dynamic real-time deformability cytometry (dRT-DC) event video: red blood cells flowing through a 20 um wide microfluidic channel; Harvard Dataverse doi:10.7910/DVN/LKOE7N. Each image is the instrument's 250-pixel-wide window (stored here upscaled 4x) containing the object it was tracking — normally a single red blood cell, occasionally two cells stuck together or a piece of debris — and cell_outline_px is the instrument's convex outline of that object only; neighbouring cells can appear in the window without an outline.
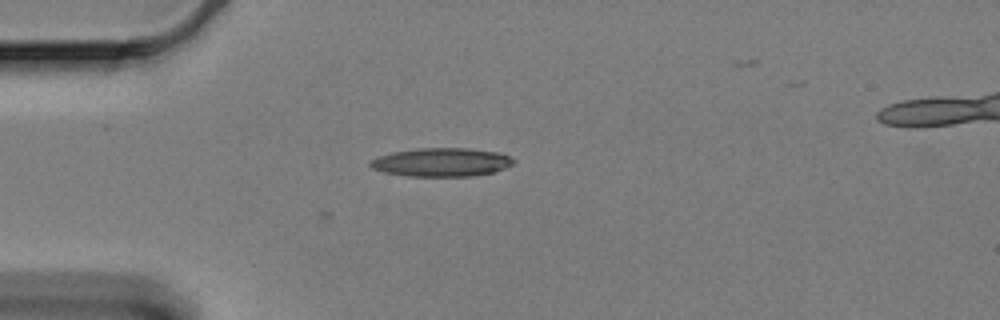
{"species": "Egyptian fruit bat (a non-hibernating species)", "species_latin": "Rousettus aegyptiacus", "temperature_condition": "cold", "stored_images_in_passage": 3, "camera_frame_rate_fps": 3000, "um_per_image_px": 0.085, "animal": {"sex": "female"}, "frame": {"image": 1, "passage_image": 3, "time_ms": 0.667, "image_size_px": [1000, 320], "cell_outline_px": [[516, 160], [512, 164], [504, 168], [492, 172], [472, 176], [408, 176], [384, 172], [372, 168], [368, 164], [368, 160], [392, 152], [416, 148], [468, 148], [496, 152], [508, 156]], "centroid_in_image_um": [37.48, 13.78], "position_along_channel_um": 47.5, "area_um2": 23.76}}